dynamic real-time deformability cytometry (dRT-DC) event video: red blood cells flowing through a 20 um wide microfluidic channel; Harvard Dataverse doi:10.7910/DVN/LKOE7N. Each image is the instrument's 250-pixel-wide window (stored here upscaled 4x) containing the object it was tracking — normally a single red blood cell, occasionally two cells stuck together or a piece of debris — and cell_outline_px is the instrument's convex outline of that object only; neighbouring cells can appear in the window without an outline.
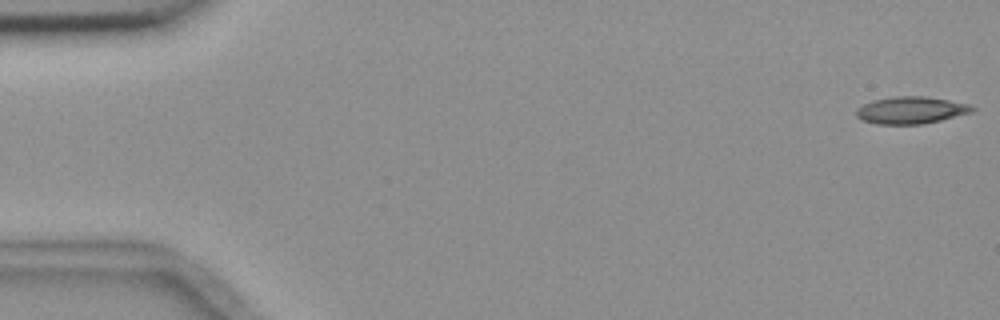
{"species": "common noctule bat (a hibernating species)", "species_latin": "Nyctalus noctula", "temperature_condition": "room temperature", "stored_images_in_passage": 4, "camera_frame_rate_fps": 3000, "um_per_image_px": 0.085, "animal": {"sex": "female", "body_mass_g": 18.4}, "frame": {"image": 1, "passage_image": 1, "time_ms": 0.0, "image_size_px": [1000, 320], "cell_outline_px": [[976, 108], [972, 112], [940, 120], [920, 124], [876, 124], [860, 120], [856, 116], [856, 108], [872, 100], [896, 96], [924, 96], [948, 100], [968, 104]], "centroid_in_image_um": [77.39, 9.36], "position_along_channel_um": 7.6, "area_um2": 18.26}}
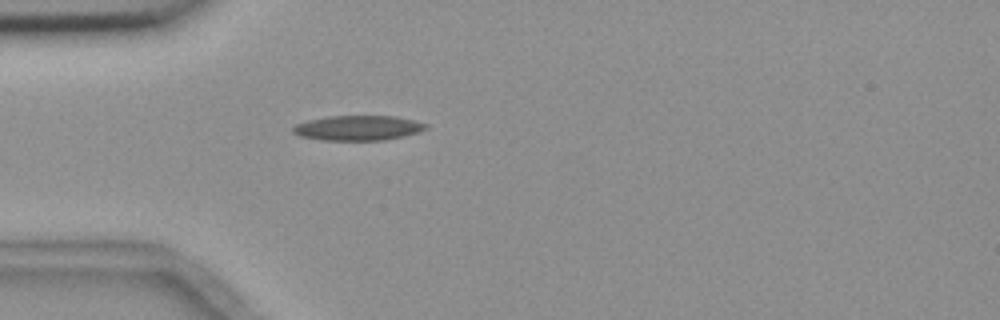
{"frame": {"image": 2, "passage_image": 4, "time_ms": 5.0, "image_size_px": [1000, 320], "cell_outline_px": [[428, 128], [404, 136], [384, 140], [320, 140], [300, 136], [292, 132], [292, 128], [296, 124], [308, 120], [328, 116], [396, 116], [428, 124]], "centroid_in_image_um": [30.41, 10.87], "position_along_channel_um": 54.6, "area_um2": 19.25}}